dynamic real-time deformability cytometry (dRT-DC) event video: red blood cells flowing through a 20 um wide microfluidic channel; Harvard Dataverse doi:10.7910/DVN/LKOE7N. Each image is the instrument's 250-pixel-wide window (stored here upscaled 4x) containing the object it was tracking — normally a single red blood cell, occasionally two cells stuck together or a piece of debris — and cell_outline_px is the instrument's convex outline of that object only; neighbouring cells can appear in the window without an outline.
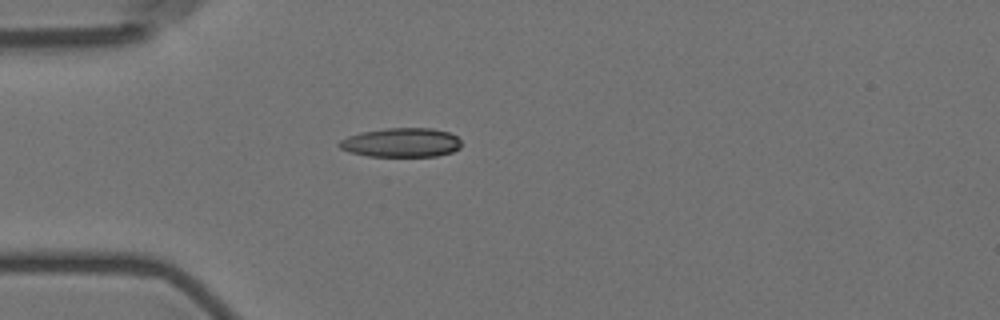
{"species": "Egyptian fruit bat (a non-hibernating species)", "species_latin": "Rousettus aegyptiacus", "temperature_condition": "room temperature", "stored_images_in_passage": 3, "camera_frame_rate_fps": 3000, "um_per_image_px": 0.085, "animal": {"sex": "female"}, "frame": {"image": 1, "passage_image": 2, "time_ms": 1.0, "image_size_px": [1000, 320], "cell_outline_px": [[460, 148], [452, 152], [436, 156], [368, 156], [348, 152], [340, 148], [336, 144], [340, 140], [348, 136], [360, 132], [388, 128], [432, 128], [448, 132], [456, 136], [460, 140]], "centroid_in_image_um": [34.08, 12.12], "position_along_channel_um": 50.9, "area_um2": 20.81}}